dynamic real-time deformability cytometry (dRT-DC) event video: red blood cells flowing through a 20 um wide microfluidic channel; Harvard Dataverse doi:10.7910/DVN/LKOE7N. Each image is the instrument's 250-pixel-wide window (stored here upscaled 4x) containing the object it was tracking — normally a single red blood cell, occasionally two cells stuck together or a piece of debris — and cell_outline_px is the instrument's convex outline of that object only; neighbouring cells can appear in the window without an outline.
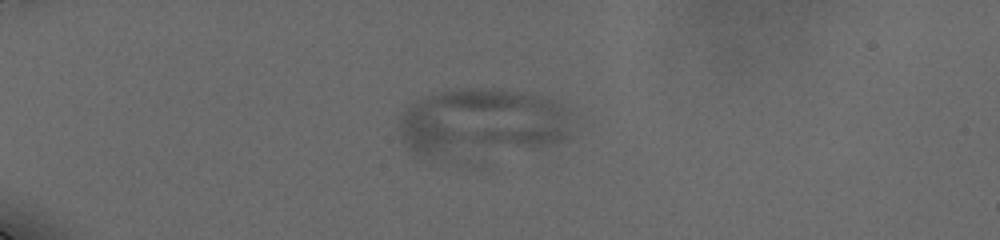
{"species": "human", "species_latin": "Homo sapiens", "temperature_condition": "cold", "stored_images_in_passage": 6, "camera_frame_rate_fps": 3000, "um_per_image_px": 0.085, "donor": {"sex": "male"}, "frame": {"image": 1, "passage_image": 1, "time_ms": 0.0, "image_size_px": [1000, 240], "cell_outline_px": [[572, 108], [568, 136], [564, 140], [532, 148], [448, 160], [420, 156], [412, 152], [400, 140], [396, 132], [400, 116], [408, 104], [416, 100], [428, 96], [460, 88], [496, 88], [536, 96], [552, 100]], "centroid_in_image_um": [40.89, 10.47], "position_along_channel_um": 44.1, "area_um2": 70.28}}